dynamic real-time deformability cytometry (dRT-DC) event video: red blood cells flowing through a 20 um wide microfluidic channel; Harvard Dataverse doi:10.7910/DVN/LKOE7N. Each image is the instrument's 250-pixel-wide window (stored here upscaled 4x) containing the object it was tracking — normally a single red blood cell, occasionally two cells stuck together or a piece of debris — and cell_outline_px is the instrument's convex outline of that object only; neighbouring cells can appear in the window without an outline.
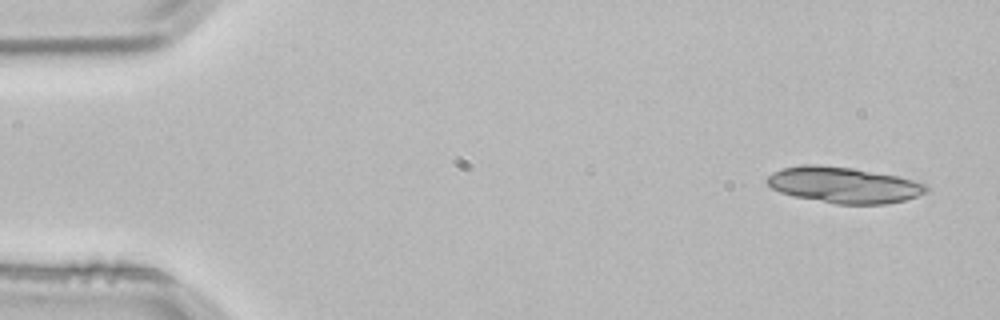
{"species": "common noctule bat (a hibernating species)", "species_latin": "Nyctalus noctula", "temperature_condition": "room temperature", "stored_images_in_passage": 3, "camera_frame_rate_fps": 3000, "um_per_image_px": 0.085, "animal": {"sex": "male", "body_mass_g": 21.5, "forearm_length_mm": 52.0}, "frame": {"image": 1, "passage_image": 1, "time_ms": 0.0, "image_size_px": [1000, 320], "cell_outline_px": [[928, 188], [924, 192], [916, 196], [904, 200], [884, 204], [836, 204], [792, 196], [780, 192], [764, 184], [764, 180], [772, 172], [784, 168], [804, 164], [812, 164], [852, 168], [920, 180], [928, 184]], "centroid_in_image_um": [71.7, 15.72], "position_along_channel_um": 13.3, "area_um2": 33.58}}